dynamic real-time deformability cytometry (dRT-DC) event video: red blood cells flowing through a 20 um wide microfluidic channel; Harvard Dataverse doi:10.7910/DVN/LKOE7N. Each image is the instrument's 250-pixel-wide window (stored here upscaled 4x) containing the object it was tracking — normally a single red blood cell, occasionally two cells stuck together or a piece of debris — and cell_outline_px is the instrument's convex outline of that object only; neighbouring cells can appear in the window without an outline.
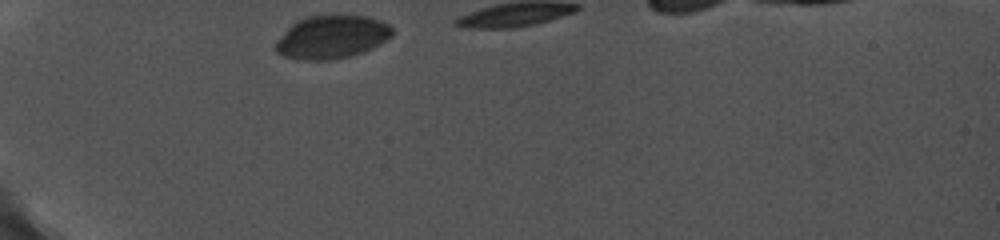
{"species": "common noctule bat (a hibernating species)", "species_latin": "Nyctalus noctula", "temperature_condition": "cold", "stored_images_in_passage": 20, "camera_frame_rate_fps": 5000, "um_per_image_px": 0.085, "animal": {"sex": "female", "body_mass_g": 19.0, "forearm_length_mm": 56.7}, "frame": {"image": 1, "passage_image": 1, "time_ms": 0.0, "image_size_px": [1000, 240], "cell_outline_px": [[392, 36], [380, 44], [364, 52], [352, 56], [332, 60], [304, 60], [284, 56], [276, 52], [272, 48], [276, 40], [296, 20], [308, 16], [332, 12], [344, 12], [368, 16], [380, 20], [388, 24], [392, 28]], "centroid_in_image_um": [28.2, 3.1], "position_along_channel_um": 56.8, "area_um2": 30.52}}